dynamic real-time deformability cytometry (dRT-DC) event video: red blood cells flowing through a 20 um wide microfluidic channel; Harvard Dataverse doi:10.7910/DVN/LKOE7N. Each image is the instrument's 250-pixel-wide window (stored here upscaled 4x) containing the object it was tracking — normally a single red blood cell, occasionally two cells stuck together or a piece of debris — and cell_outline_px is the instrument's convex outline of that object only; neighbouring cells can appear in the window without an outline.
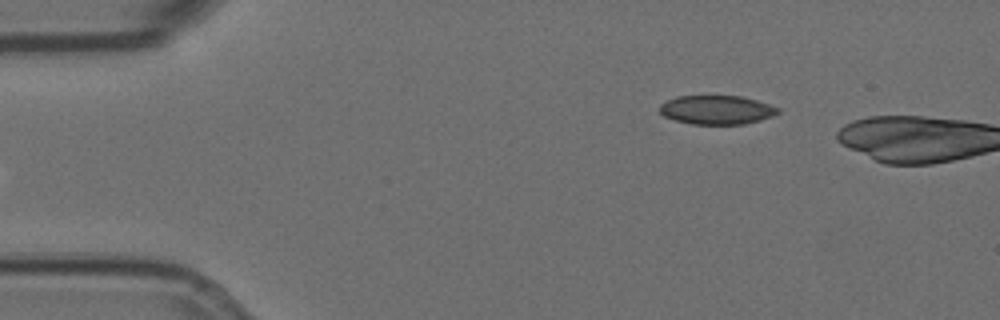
{"species": "Egyptian fruit bat (a non-hibernating species)", "species_latin": "Rousettus aegyptiacus", "temperature_condition": "room temperature", "stored_images_in_passage": 4, "camera_frame_rate_fps": 3000, "um_per_image_px": 0.085, "animal": {"sex": "female"}, "frame": {"image": 1, "passage_image": 1, "time_ms": 0.0, "image_size_px": [1000, 320], "cell_outline_px": [[780, 112], [772, 116], [760, 120], [744, 124], [692, 124], [676, 120], [664, 116], [660, 112], [660, 104], [676, 96], [740, 96], [756, 100], [780, 108]], "centroid_in_image_um": [60.93, 9.34], "position_along_channel_um": 24.1, "area_um2": 19.83}}